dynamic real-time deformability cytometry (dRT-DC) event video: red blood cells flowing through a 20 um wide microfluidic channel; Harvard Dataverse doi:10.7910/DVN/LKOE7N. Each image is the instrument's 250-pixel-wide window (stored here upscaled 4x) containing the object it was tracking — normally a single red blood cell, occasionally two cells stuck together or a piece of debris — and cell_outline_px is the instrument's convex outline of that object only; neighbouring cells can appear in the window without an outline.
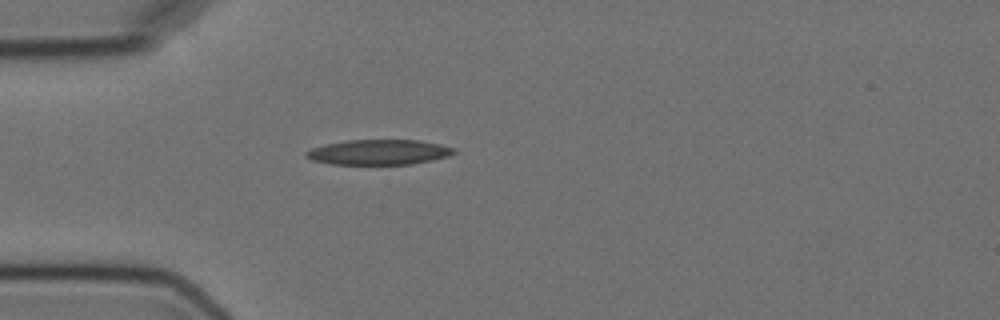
{"species": "Egyptian fruit bat (a non-hibernating species)", "species_latin": "Rousettus aegyptiacus", "temperature_condition": "cold", "stored_images_in_passage": 1, "camera_frame_rate_fps": 3000, "um_per_image_px": 0.085, "animal": {"sex": "female"}, "frame": {"image": 1, "passage_image": 1, "time_ms": 0.0, "image_size_px": [1000, 320], "cell_outline_px": [[456, 152], [448, 156], [432, 160], [412, 164], [332, 164], [312, 160], [304, 156], [304, 152], [312, 148], [324, 144], [344, 140], [420, 140], [440, 144], [456, 148]], "centroid_in_image_um": [32.19, 12.93], "position_along_channel_um": 52.8, "area_um2": 21.79}}